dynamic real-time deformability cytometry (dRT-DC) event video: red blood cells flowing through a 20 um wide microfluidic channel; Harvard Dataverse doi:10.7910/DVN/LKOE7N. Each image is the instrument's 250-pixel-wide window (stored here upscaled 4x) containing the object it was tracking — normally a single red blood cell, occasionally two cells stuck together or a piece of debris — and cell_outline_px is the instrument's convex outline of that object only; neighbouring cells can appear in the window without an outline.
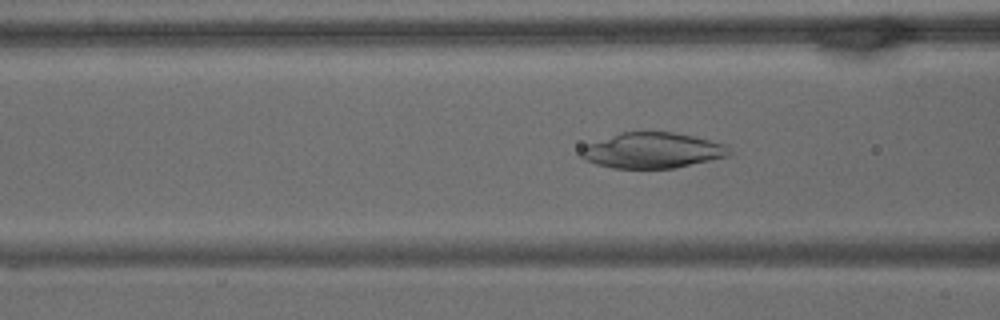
{"species": "common noctule bat (a hibernating species)", "species_latin": "Nyctalus noctula", "temperature_condition": "warm", "stored_images_in_passage": 48, "camera_frame_rate_fps": 3000, "um_per_image_px": 0.085, "animal": {"sex": "male", "body_mass_g": 15.6}, "frame": {"image": 1, "passage_image": 6, "time_ms": 1.667, "image_size_px": [1000, 320], "cell_outline_px": [[732, 156], [676, 168], [612, 168], [596, 164], [584, 160], [580, 156], [580, 148], [588, 144], [620, 132], [672, 132], [692, 136], [724, 144], [732, 152]], "centroid_in_image_um": [55.46, 12.8], "position_along_channel_um": 111.1, "area_um2": 30.81}}
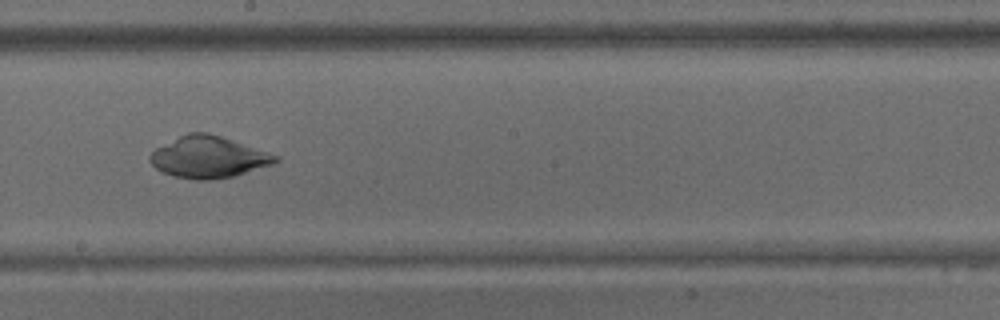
{"frame": {"image": 2, "passage_image": 18, "time_ms": 5.667, "image_size_px": [1000, 320], "cell_outline_px": [[280, 160], [272, 164], [232, 176], [208, 180], [196, 180], [172, 176], [156, 168], [148, 160], [148, 156], [156, 148], [188, 132], [208, 132], [280, 156]], "centroid_in_image_um": [17.69, 13.35], "position_along_channel_um": 230.5, "area_um2": 30.06}}
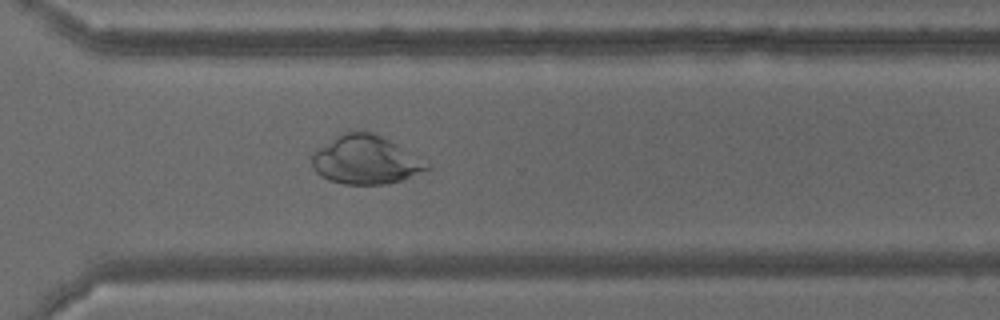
{"frame": {"image": 3, "passage_image": 29, "time_ms": 9.333, "image_size_px": [1000, 320], "cell_outline_px": [[432, 168], [400, 180], [384, 184], [344, 184], [328, 180], [320, 176], [312, 168], [312, 156], [316, 148], [336, 136], [344, 132], [372, 132], [396, 144], [432, 164]], "centroid_in_image_um": [31.05, 13.6], "position_along_channel_um": 339.5, "area_um2": 32.37}}